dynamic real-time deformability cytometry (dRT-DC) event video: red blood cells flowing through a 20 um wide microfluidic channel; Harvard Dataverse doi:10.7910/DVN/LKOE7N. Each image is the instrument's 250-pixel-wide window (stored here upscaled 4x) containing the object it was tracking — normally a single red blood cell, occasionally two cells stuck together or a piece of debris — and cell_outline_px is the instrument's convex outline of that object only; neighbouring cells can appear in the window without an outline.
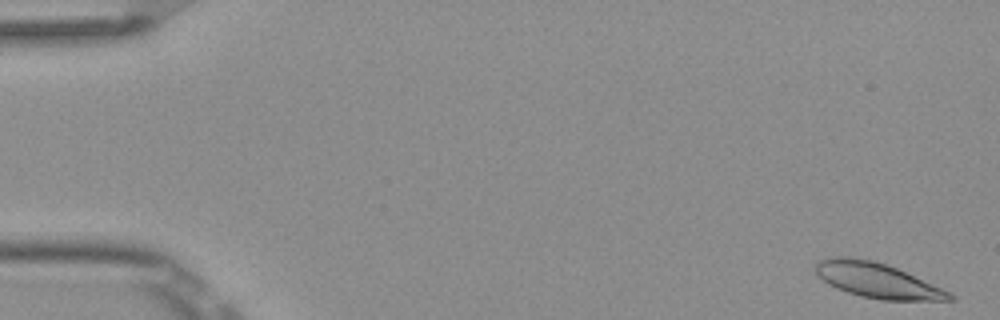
{"species": "Egyptian fruit bat (a non-hibernating species)", "species_latin": "Rousettus aegyptiacus", "temperature_condition": "room temperature", "stored_images_in_passage": 5, "camera_frame_rate_fps": 3000, "um_per_image_px": 0.085, "frame": {"image": 1, "passage_image": 1, "time_ms": 0.0, "image_size_px": [1000, 320], "cell_outline_px": [[956, 300], [884, 300], [860, 296], [836, 288], [828, 284], [816, 276], [812, 264], [816, 260], [828, 256], [848, 256], [872, 260], [896, 268], [952, 292], [956, 296]], "centroid_in_image_um": [74.49, 23.81], "position_along_channel_um": 10.5, "area_um2": 27.74}}
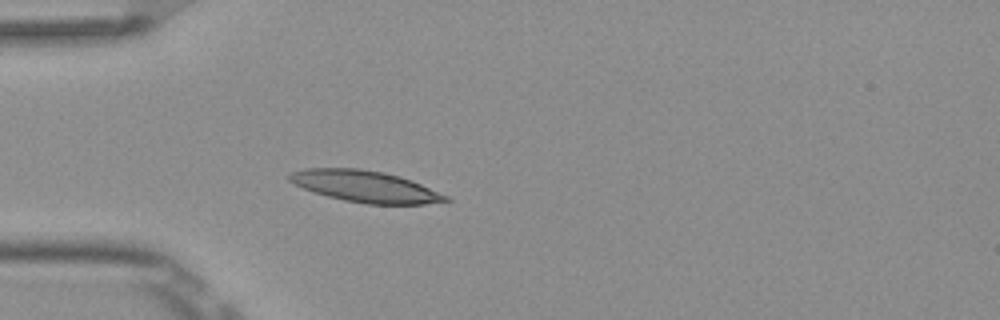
{"frame": {"image": 2, "passage_image": 5, "time_ms": 1.333, "image_size_px": [1000, 320], "cell_outline_px": [[452, 200], [424, 204], [368, 204], [344, 200], [312, 192], [288, 180], [288, 172], [308, 168], [360, 168], [384, 172], [400, 176], [412, 180], [448, 196]], "centroid_in_image_um": [31.04, 15.84], "position_along_channel_um": 54.0, "area_um2": 28.67}}